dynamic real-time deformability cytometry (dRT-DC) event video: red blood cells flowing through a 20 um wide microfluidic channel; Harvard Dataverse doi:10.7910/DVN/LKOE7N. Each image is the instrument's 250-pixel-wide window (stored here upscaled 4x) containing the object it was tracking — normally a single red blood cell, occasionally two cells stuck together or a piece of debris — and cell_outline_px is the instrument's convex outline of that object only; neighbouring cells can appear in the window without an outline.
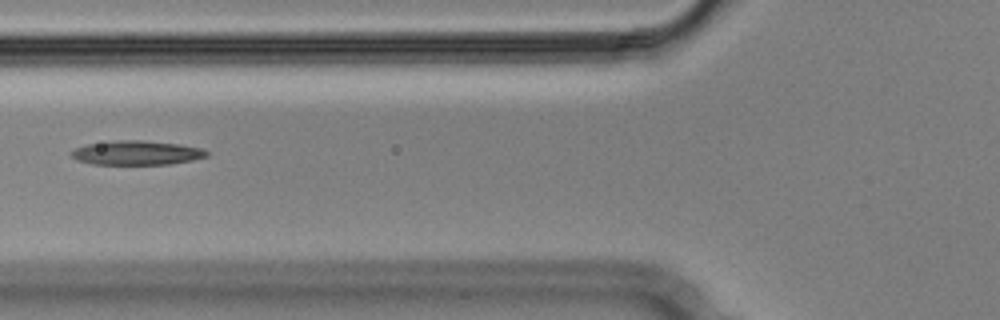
{"species": "Egyptian fruit bat (a non-hibernating species)", "species_latin": "Rousettus aegyptiacus", "temperature_condition": "cold", "stored_images_in_passage": 8, "camera_frame_rate_fps": 3000, "um_per_image_px": 0.085, "animal": {"sex": "male"}, "frame": {"image": 1, "passage_image": 6, "time_ms": 1.667, "image_size_px": [1000, 320], "cell_outline_px": [[208, 156], [192, 160], [168, 164], [92, 164], [76, 160], [68, 152], [76, 148], [88, 144], [116, 140], [144, 140], [180, 144], [200, 148], [208, 152]], "centroid_in_image_um": [11.59, 12.98], "position_along_channel_um": 114.2, "area_um2": 19.07}}
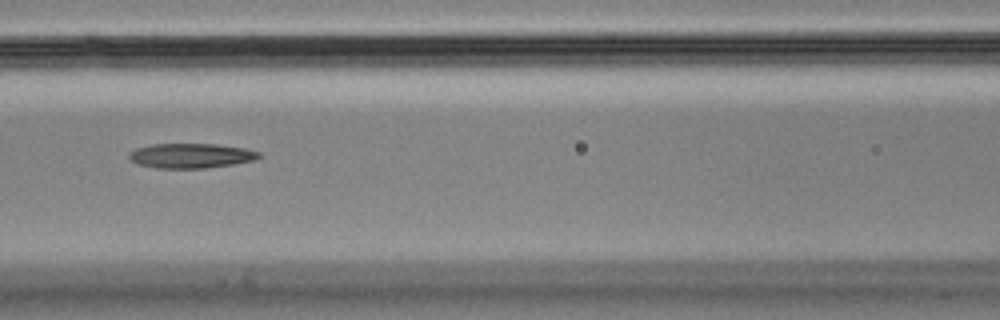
{"frame": {"image": 2, "passage_image": 7, "time_ms": 2.0, "image_size_px": [1000, 320], "cell_outline_px": [[264, 156], [256, 160], [232, 164], [204, 168], [156, 168], [140, 164], [132, 160], [128, 156], [136, 148], [152, 144], [216, 144], [244, 148], [260, 152]], "centroid_in_image_um": [16.3, 13.23], "position_along_channel_um": 150.3, "area_um2": 18.61}}
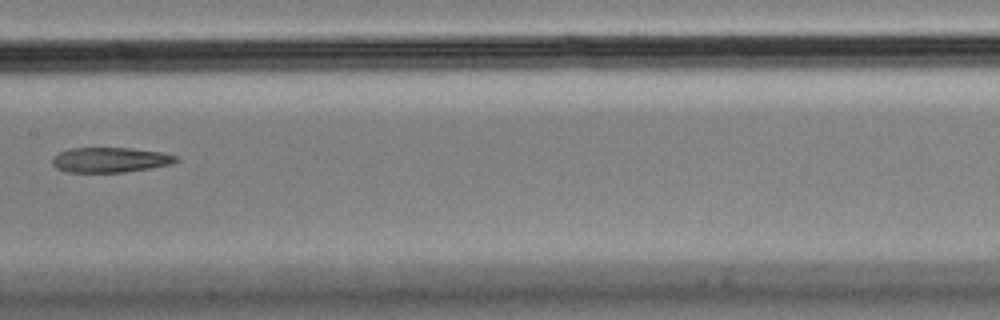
{"frame": {"image": 3, "passage_image": 8, "time_ms": 2.333, "image_size_px": [1000, 320], "cell_outline_px": [[180, 160], [172, 164], [124, 172], [68, 172], [56, 168], [52, 164], [52, 156], [68, 148], [132, 148], [160, 152], [180, 156]], "centroid_in_image_um": [9.37, 13.58], "position_along_channel_um": 198.0, "area_um2": 18.15}}